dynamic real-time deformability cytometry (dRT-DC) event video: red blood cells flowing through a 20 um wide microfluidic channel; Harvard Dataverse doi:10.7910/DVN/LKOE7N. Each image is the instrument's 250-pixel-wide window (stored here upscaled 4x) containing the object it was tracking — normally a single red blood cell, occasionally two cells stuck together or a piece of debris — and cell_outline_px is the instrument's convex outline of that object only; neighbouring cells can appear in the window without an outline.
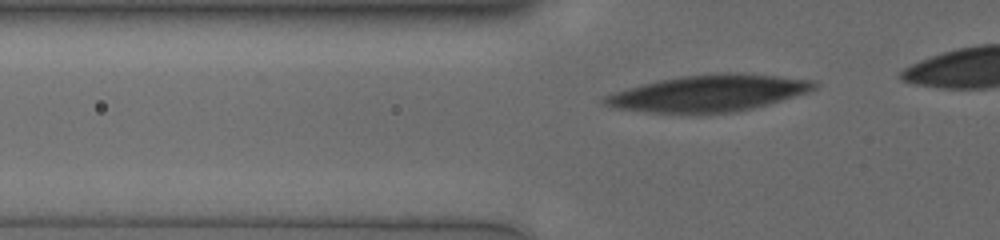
{"species": "human", "species_latin": "Homo sapiens", "temperature_condition": "cold", "stored_images_in_passage": 33, "camera_frame_rate_fps": 3000, "um_per_image_px": 0.085, "donor": {"sex": "male"}, "frame": {"image": 1, "passage_image": 3, "time_ms": 0.667, "image_size_px": [1000, 240], "cell_outline_px": [[816, 88], [804, 92], [752, 108], [732, 112], [656, 112], [620, 108], [604, 104], [604, 100], [608, 96], [616, 92], [644, 84], [660, 80], [680, 76], [772, 76], [808, 80], [816, 84]], "centroid_in_image_um": [60.17, 7.96], "position_along_channel_um": 65.6, "area_um2": 41.27}}
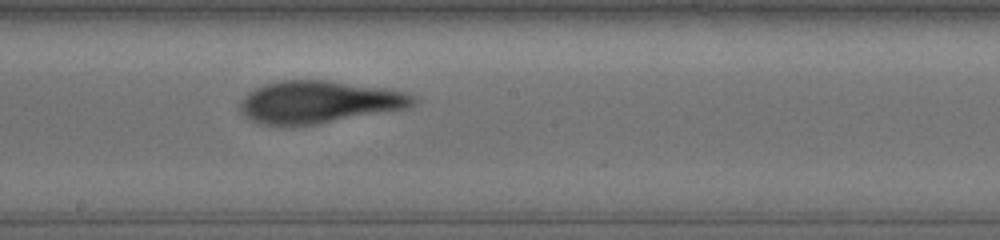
{"frame": {"image": 2, "passage_image": 16, "time_ms": 5.0, "image_size_px": [1000, 240], "cell_outline_px": [[416, 100], [408, 108], [316, 124], [292, 128], [260, 124], [252, 120], [240, 112], [240, 100], [248, 92], [264, 84], [280, 80], [328, 80], [408, 92]], "centroid_in_image_um": [27.03, 8.69], "position_along_channel_um": 221.2, "area_um2": 43.0}}
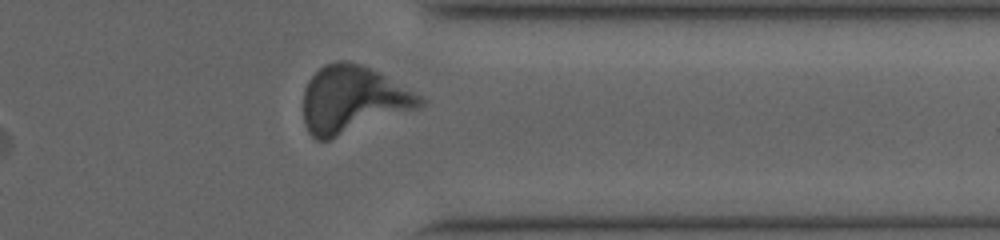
{"frame": {"image": 3, "passage_image": 29, "time_ms": 9.333, "image_size_px": [1000, 240], "cell_outline_px": [[424, 104], [416, 108], [328, 140], [316, 140], [308, 132], [304, 124], [304, 88], [308, 80], [324, 64], [336, 60], [348, 60], [360, 64], [384, 76], [420, 96], [424, 100]], "centroid_in_image_um": [29.9, 8.45], "position_along_channel_um": 381.5, "area_um2": 44.62}}